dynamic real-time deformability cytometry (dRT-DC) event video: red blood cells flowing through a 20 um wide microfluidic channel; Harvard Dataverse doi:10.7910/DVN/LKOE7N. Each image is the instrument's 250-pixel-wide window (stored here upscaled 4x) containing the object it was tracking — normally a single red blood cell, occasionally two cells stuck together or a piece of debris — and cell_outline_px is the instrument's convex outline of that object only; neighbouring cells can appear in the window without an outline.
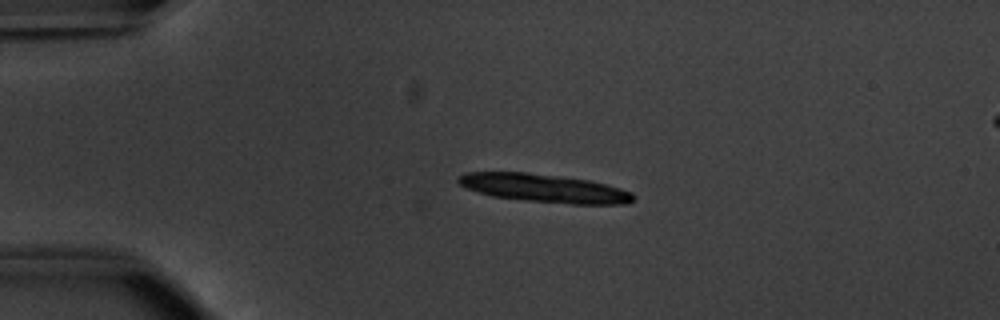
{"species": "common noctule bat (a hibernating species)", "species_latin": "Nyctalus noctula", "temperature_condition": "warm", "stored_images_in_passage": 20, "camera_frame_rate_fps": 3000, "um_per_image_px": 0.085, "animal": {"sex": "male", "body_mass_g": 20.1, "forearm_length_mm": 53.5}, "frame": {"image": 1, "passage_image": 1, "time_ms": 0.0, "image_size_px": [1000, 320], "cell_outline_px": [[636, 196], [632, 200], [624, 204], [572, 204], [528, 200], [492, 196], [468, 188], [460, 184], [456, 180], [464, 172], [528, 172], [560, 176], [588, 180], [620, 188], [632, 192]], "centroid_in_image_um": [46.27, 15.99], "position_along_channel_um": 38.7, "area_um2": 28.5}}